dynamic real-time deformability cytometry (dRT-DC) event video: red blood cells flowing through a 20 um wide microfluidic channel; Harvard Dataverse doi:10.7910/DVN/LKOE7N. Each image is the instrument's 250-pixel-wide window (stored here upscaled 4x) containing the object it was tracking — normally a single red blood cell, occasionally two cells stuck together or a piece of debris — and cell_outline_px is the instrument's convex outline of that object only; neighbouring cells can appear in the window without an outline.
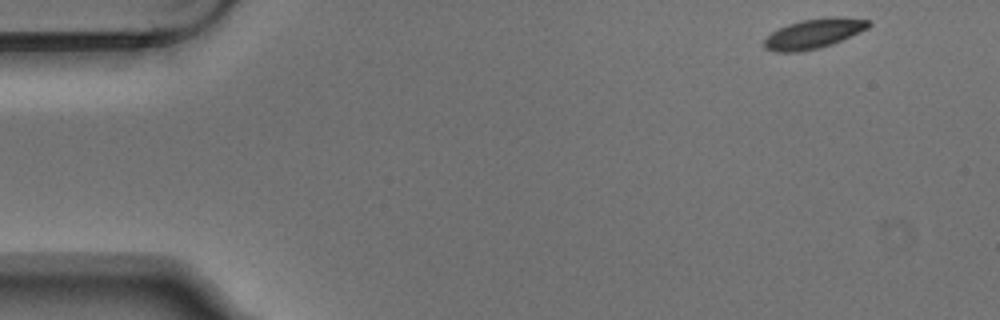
{"species": "Egyptian fruit bat (a non-hibernating species)", "species_latin": "Rousettus aegyptiacus", "temperature_condition": "warm", "stored_images_in_passage": 4, "camera_frame_rate_fps": 3000, "um_per_image_px": 0.085, "animal": {"sex": "male"}, "frame": {"image": 1, "passage_image": 1, "time_ms": 0.0, "image_size_px": [1000, 320], "cell_outline_px": [[872, 24], [868, 28], [832, 44], [820, 48], [800, 52], [776, 52], [764, 48], [764, 40], [772, 32], [788, 24], [800, 20], [832, 16], [840, 16], [872, 20]], "centroid_in_image_um": [69.2, 2.85], "position_along_channel_um": 15.8, "area_um2": 18.21}}
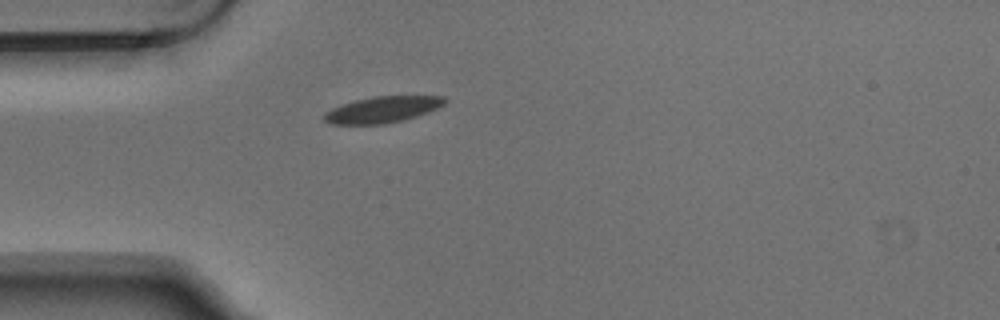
{"frame": {"image": 2, "passage_image": 4, "time_ms": 1.0, "image_size_px": [1000, 320], "cell_outline_px": [[448, 100], [444, 104], [428, 112], [404, 120], [384, 124], [332, 124], [324, 120], [324, 112], [332, 108], [356, 100], [372, 96], [444, 96]], "centroid_in_image_um": [32.52, 9.31], "position_along_channel_um": 52.5, "area_um2": 18.32}}